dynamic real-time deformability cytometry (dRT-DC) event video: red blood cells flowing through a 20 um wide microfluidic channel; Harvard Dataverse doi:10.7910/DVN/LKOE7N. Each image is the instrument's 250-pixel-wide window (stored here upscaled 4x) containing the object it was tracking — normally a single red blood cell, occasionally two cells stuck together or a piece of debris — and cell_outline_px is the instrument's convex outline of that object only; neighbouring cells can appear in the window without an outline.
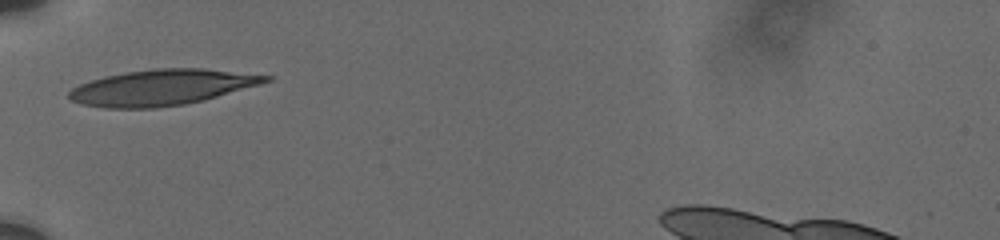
{"species": "human", "species_latin": "Homo sapiens", "temperature_condition": "cold", "stored_images_in_passage": 17, "camera_frame_rate_fps": 3000, "um_per_image_px": 0.085, "donor": {"sex": "male"}, "frame": {"image": 1, "passage_image": 1, "time_ms": 0.0, "image_size_px": [1000, 240], "cell_outline_px": [[272, 80], [260, 84], [204, 100], [184, 104], [156, 108], [104, 108], [80, 104], [72, 100], [68, 96], [68, 92], [72, 88], [80, 84], [104, 76], [124, 72], [152, 68], [204, 68], [272, 76]], "centroid_in_image_um": [13.73, 7.43], "position_along_channel_um": 71.3, "area_um2": 40.98}}
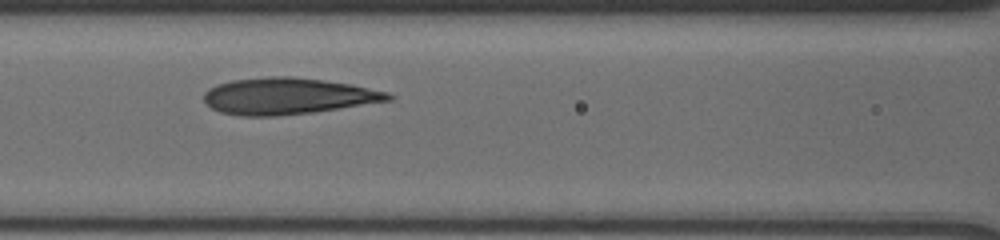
{"frame": {"image": 2, "passage_image": 6, "time_ms": 2.0, "image_size_px": [1000, 240], "cell_outline_px": [[396, 96], [392, 100], [340, 108], [312, 112], [276, 116], [240, 116], [220, 112], [212, 108], [204, 100], [204, 92], [208, 88], [216, 84], [232, 80], [268, 76], [292, 76], [324, 80], [352, 84], [388, 92]], "centroid_in_image_um": [24.46, 8.16], "position_along_channel_um": 142.1, "area_um2": 39.36}}
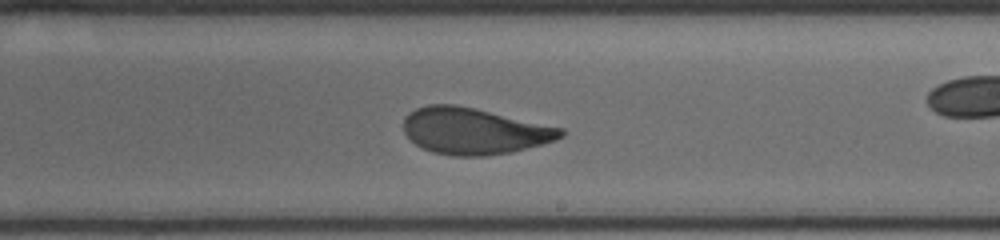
{"frame": {"image": 3, "passage_image": 10, "time_ms": 3.667, "image_size_px": [1000, 240], "cell_outline_px": [[564, 136], [556, 140], [512, 152], [488, 156], [452, 156], [432, 152], [416, 144], [404, 132], [404, 120], [416, 108], [428, 104], [456, 104], [564, 128]], "centroid_in_image_um": [40.32, 11.14], "position_along_channel_um": 248.7, "area_um2": 42.37}, "authors_computed_cell_mechanics": {"area_um2": 41.905, "velocity_mm_per_s": 3.6975, "shape_relaxation_time_tau1_ms": 1.9958, "shape_relaxation_time_tau2_ms": 0.6993, "deformation_change_tau1": 0.2003, "deformation_change_tau2": 0.0582}}